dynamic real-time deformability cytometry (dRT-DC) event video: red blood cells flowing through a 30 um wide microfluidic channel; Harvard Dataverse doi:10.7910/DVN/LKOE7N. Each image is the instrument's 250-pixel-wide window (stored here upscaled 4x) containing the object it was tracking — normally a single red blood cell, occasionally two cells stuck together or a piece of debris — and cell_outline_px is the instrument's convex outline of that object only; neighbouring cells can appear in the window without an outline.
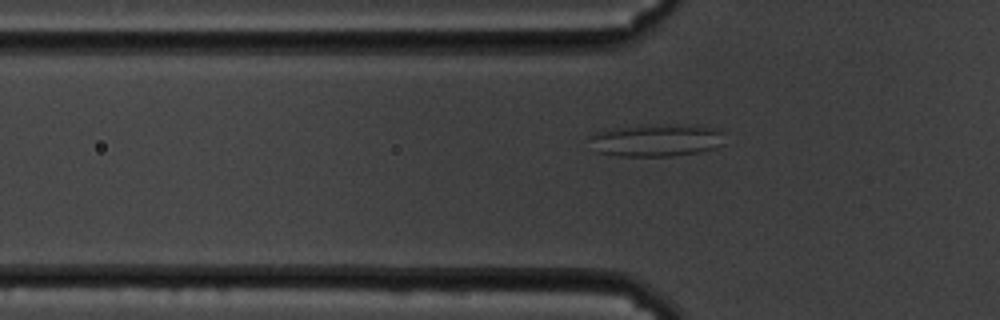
{"species": "common noctule bat (a hibernating species)", "species_latin": "Nyctalus noctula", "temperature_condition": "cold", "stored_images_in_passage": 38, "camera_frame_rate_fps": 3000, "um_per_image_px": 0.085, "animal": {"sex": "male", "body_mass_g": 19.5, "forearm_length_mm": 54.6}, "frame": {"image": 1, "passage_image": 17, "time_ms": 5.333, "image_size_px": [1000, 320], "cell_outline_px": [[724, 144], [700, 152], [672, 156], [620, 156], [596, 152], [588, 136], [592, 132], [604, 128], [640, 124], [696, 124], [716, 128], [720, 132]], "centroid_in_image_um": [55.71, 11.88], "position_along_channel_um": 70.1, "area_um2": 26.41}}